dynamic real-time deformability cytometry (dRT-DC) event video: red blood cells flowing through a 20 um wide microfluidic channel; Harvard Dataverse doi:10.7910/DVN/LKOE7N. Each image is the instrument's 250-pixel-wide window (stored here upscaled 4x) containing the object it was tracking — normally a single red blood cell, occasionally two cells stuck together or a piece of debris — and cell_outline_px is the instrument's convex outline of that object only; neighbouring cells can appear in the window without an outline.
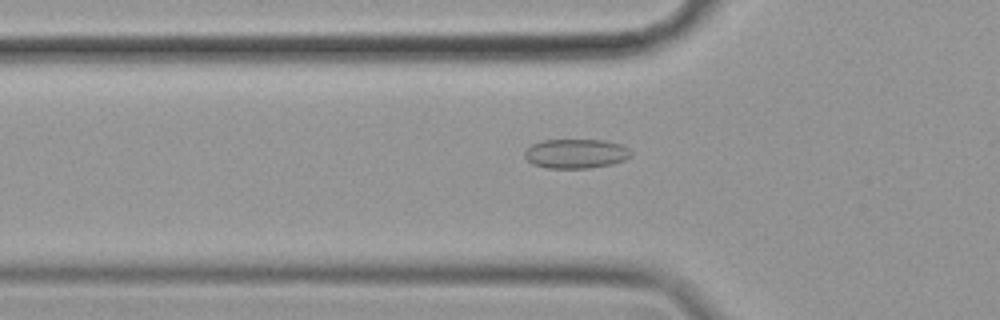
{"species": "common noctule bat (a hibernating species)", "species_latin": "Nyctalus noctula", "temperature_condition": "cold", "stored_images_in_passage": 58, "camera_frame_rate_fps": 3000, "um_per_image_px": 0.085, "animal": {"sex": "female", "body_mass_g": 19.9}, "frame": {"image": 1, "passage_image": 19, "time_ms": 6.0, "image_size_px": [1000, 320], "cell_outline_px": [[632, 156], [624, 160], [612, 164], [588, 168], [548, 168], [532, 164], [524, 156], [524, 152], [532, 144], [544, 140], [604, 140], [620, 144], [628, 148], [632, 152]], "centroid_in_image_um": [48.97, 13.06], "position_along_channel_um": 76.8, "area_um2": 18.21}}
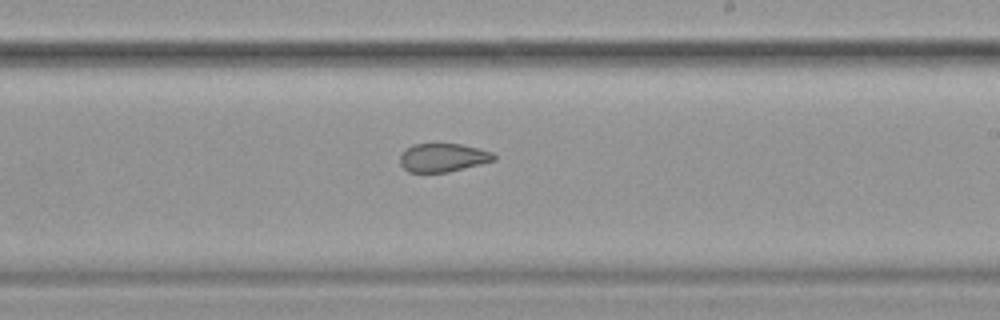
{"frame": {"image": 2, "passage_image": 34, "time_ms": 11.0, "image_size_px": [1000, 320], "cell_outline_px": [[496, 160], [448, 172], [408, 172], [400, 164], [400, 156], [412, 144], [460, 144], [492, 152], [496, 156]], "centroid_in_image_um": [37.65, 13.4], "position_along_channel_um": 251.3, "area_um2": 15.37}}
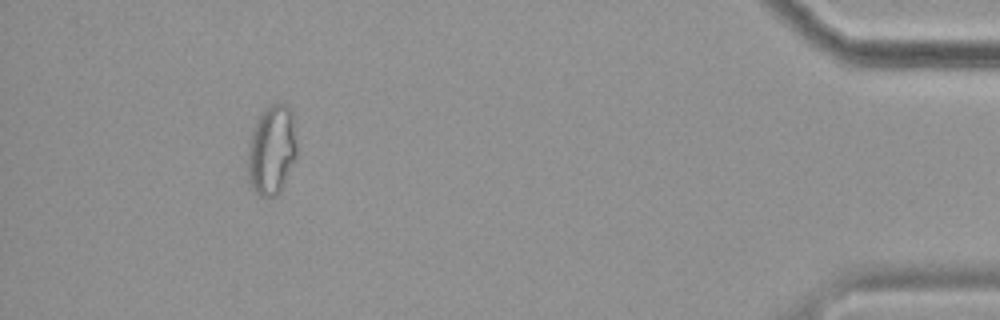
{"frame": {"image": 3, "passage_image": 53, "time_ms": 17.333, "image_size_px": [1000, 320], "cell_outline_px": [[296, 160], [280, 192], [276, 196], [260, 196], [256, 192], [248, 180], [248, 152], [252, 132], [256, 120], [260, 112], [272, 104], [280, 100], [292, 112], [296, 144]], "centroid_in_image_um": [23.11, 12.74], "position_along_channel_um": 412.1, "area_um2": 25.72}, "authors_computed_cell_mechanics": {"area_um2": 20.0855, "velocity_mm_per_s": 3.4965, "shape_relaxation_time_tau1_ms": null, "shape_relaxation_time_tau2_ms": 2.6322, "deformation_change_tau1": null, "deformation_change_tau2": 0.0781}}